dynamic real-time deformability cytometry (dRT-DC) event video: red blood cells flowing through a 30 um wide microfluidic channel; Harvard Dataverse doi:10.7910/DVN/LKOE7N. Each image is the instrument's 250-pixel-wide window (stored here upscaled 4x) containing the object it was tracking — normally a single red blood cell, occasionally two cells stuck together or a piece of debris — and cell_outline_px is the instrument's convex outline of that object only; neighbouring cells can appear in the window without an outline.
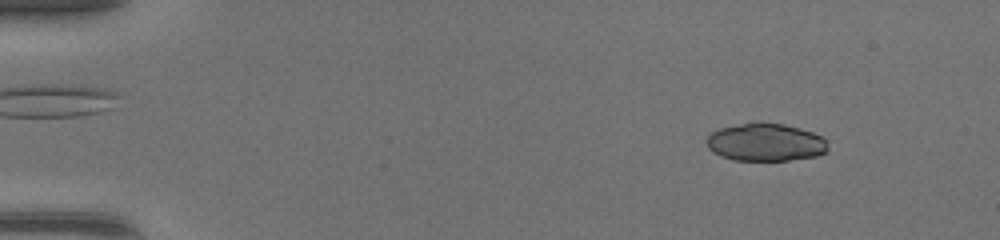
{"species": "common noctule bat (a hibernating species)", "species_latin": "Nyctalus noctula", "temperature_condition": "warm", "stored_images_in_passage": 48, "camera_frame_rate_fps": 3000, "um_per_image_px": 0.085, "animal": {"sex": "female", "body_mass_g": 17.0, "forearm_length_mm": 48.0}, "frame": {"image": 1, "passage_image": 6, "time_ms": 1.667, "image_size_px": [1000, 240], "cell_outline_px": [[828, 152], [816, 156], [788, 160], [732, 160], [720, 156], [708, 148], [704, 140], [712, 132], [720, 128], [740, 124], [784, 124], [800, 128], [824, 136], [828, 140]], "centroid_in_image_um": [65.1, 12.11], "position_along_channel_um": 19.9, "area_um2": 26.65}}